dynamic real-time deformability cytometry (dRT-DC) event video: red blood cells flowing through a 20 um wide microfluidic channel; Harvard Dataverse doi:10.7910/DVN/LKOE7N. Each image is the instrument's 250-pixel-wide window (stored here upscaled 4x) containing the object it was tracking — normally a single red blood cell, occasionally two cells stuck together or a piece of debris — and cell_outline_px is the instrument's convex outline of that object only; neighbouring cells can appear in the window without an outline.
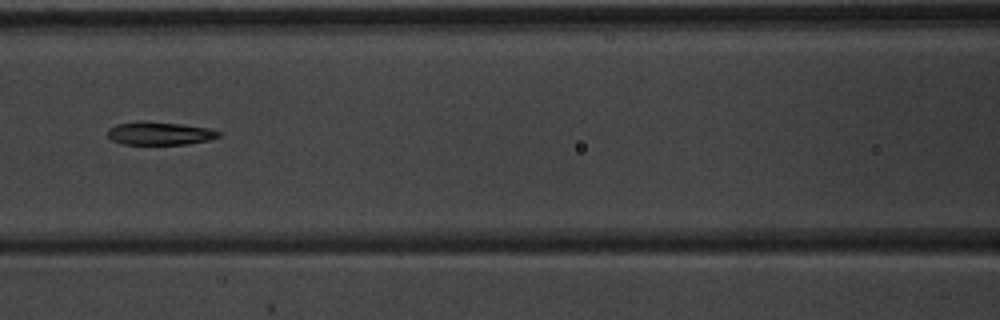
{"species": "common noctule bat (a hibernating species)", "species_latin": "Nyctalus noctula", "temperature_condition": "warm", "stored_images_in_passage": 7, "camera_frame_rate_fps": 3000, "um_per_image_px": 0.085, "animal": {"sex": "male", "body_mass_g": 20.1, "forearm_length_mm": 53.5}, "frame": {"image": 1, "passage_image": 7, "time_ms": 2.0, "image_size_px": [1000, 320], "cell_outline_px": [[220, 136], [208, 140], [188, 144], [124, 144], [112, 140], [108, 136], [108, 128], [116, 124], [136, 120], [144, 120], [180, 124], [208, 128], [220, 132]], "centroid_in_image_um": [13.53, 11.32], "position_along_channel_um": 153.1, "area_um2": 15.03}}